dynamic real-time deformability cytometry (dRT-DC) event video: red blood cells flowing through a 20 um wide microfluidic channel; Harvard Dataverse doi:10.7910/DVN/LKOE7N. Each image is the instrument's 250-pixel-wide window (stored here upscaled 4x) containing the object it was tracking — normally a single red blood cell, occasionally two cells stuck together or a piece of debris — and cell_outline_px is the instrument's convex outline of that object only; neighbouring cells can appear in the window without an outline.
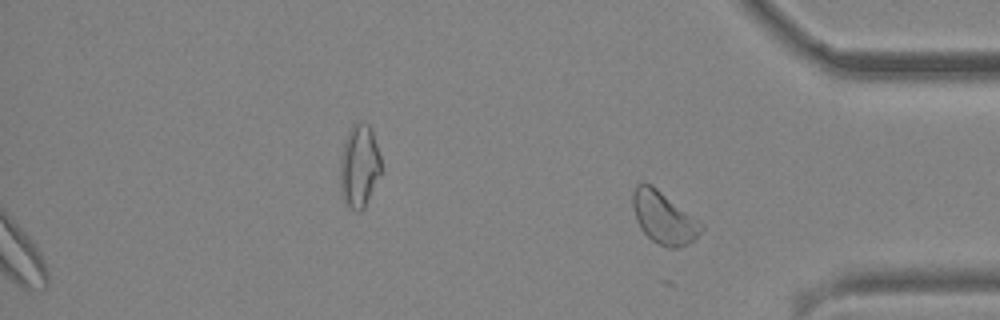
{"species": "common noctule bat (a hibernating species)", "species_latin": "Nyctalus noctula", "temperature_condition": "cold", "stored_images_in_passage": 49, "segment_of_instrument_passage": [2, 2], "camera_frame_rate_fps": 3000, "um_per_image_px": 0.085, "animal": {"sex": "male", "body_mass_g": 19.2, "forearm_length_mm": 51.8}, "frame": {"image": 1, "passage_image": 49, "time_ms": 16.0, "image_size_px": [1000, 320], "cell_outline_px": [[704, 228], [688, 244], [676, 248], [668, 248], [652, 240], [640, 228], [636, 220], [632, 204], [632, 192], [636, 184], [644, 180], [652, 184], [704, 224]], "centroid_in_image_um": [56.39, 18.46], "position_along_channel_um": 378.8, "area_um2": 20.92}}